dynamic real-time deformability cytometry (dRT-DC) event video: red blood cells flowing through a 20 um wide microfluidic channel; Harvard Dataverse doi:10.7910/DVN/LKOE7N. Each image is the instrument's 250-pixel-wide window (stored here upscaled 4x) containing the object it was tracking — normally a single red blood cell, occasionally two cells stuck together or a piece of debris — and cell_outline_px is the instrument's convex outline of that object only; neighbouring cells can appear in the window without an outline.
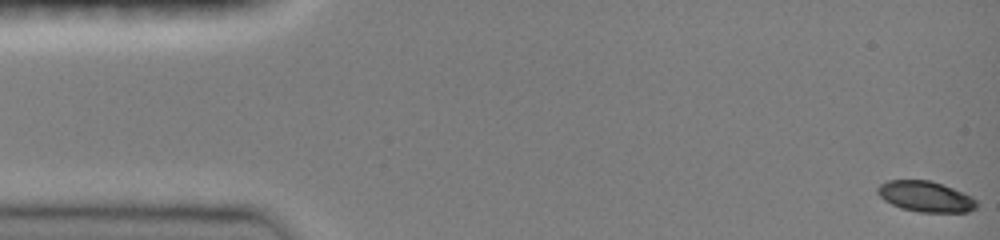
{"species": "common noctule bat (a hibernating species)", "species_latin": "Nyctalus noctula", "temperature_condition": "room temperature", "stored_images_in_passage": 39, "camera_frame_rate_fps": 3000, "um_per_image_px": 0.085, "animal": {"sex": "female", "body_mass_g": 19.0, "forearm_length_mm": 51.5}, "frame": {"image": 1, "passage_image": 1, "time_ms": 0.0, "image_size_px": [1000, 240], "cell_outline_px": [[976, 208], [968, 212], [920, 212], [900, 208], [884, 200], [876, 192], [876, 188], [880, 184], [888, 180], [928, 180], [952, 188], [976, 200]], "centroid_in_image_um": [78.61, 16.71], "position_along_channel_um": 6.4, "area_um2": 17.46}}
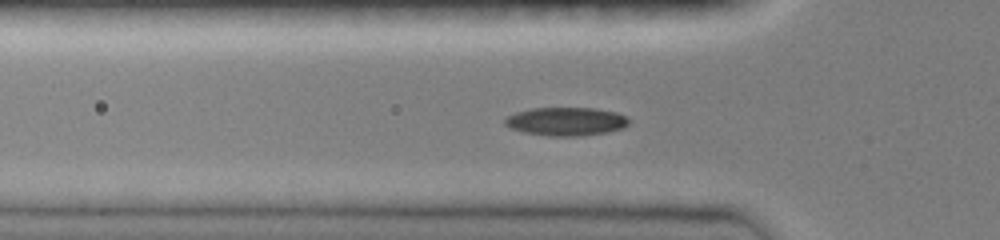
{"frame": {"image": 2, "passage_image": 20, "time_ms": 5.0, "image_size_px": [1000, 240], "cell_outline_px": [[628, 124], [624, 128], [604, 132], [576, 136], [548, 136], [524, 132], [512, 128], [504, 124], [504, 120], [508, 116], [516, 112], [532, 108], [596, 108], [616, 112], [628, 116]], "centroid_in_image_um": [48.13, 10.31], "position_along_channel_um": 77.7, "area_um2": 20.4}}
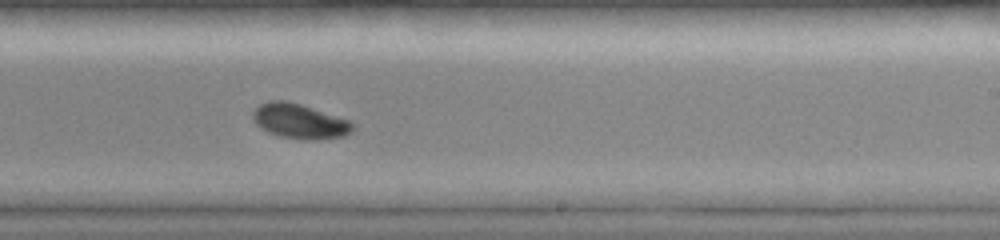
{"frame": {"image": 3, "passage_image": 39, "time_ms": 9.667, "image_size_px": [1000, 240], "cell_outline_px": [[356, 128], [352, 132], [344, 136], [312, 140], [304, 140], [280, 136], [268, 132], [256, 124], [252, 116], [252, 112], [260, 104], [268, 100], [284, 100], [300, 104], [348, 120]], "centroid_in_image_um": [25.45, 10.31], "position_along_channel_um": 263.5, "area_um2": 20.11}}